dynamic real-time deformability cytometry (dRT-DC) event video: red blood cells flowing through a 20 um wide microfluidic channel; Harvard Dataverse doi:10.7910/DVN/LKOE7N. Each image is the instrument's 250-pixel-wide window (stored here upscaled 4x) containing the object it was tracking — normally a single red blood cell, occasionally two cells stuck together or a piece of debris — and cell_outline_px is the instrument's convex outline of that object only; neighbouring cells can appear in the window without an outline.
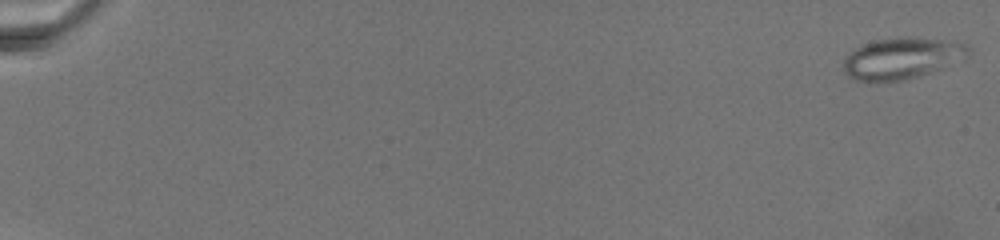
{"species": "common noctule bat (a hibernating species)", "species_latin": "Nyctalus noctula", "temperature_condition": "warm", "stored_images_in_passage": 130, "camera_frame_rate_fps": 3000, "um_per_image_px": 0.085, "animal": {"sex": "female", "body_mass_g": 19.5, "forearm_length_mm": 54.1}, "frame": {"image": 1, "passage_image": 1, "time_ms": 0.0, "image_size_px": [1000, 240], "cell_outline_px": [[972, 52], [964, 60], [920, 76], [904, 80], [856, 80], [848, 76], [844, 72], [844, 56], [848, 52], [864, 44], [876, 40], [900, 36], [916, 36], [944, 40], [968, 44], [972, 48]], "centroid_in_image_um": [76.73, 4.92], "position_along_channel_um": 8.3, "area_um2": 30.46}}
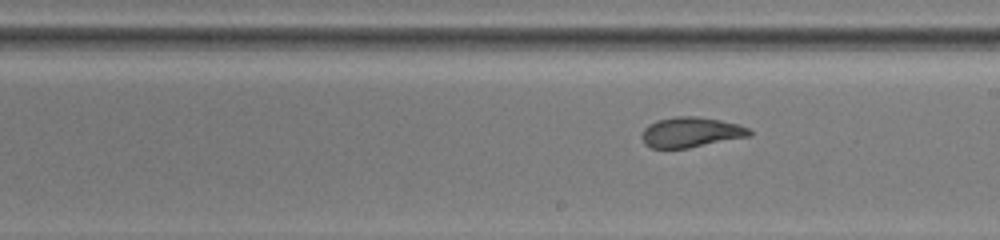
{"frame": {"image": 2, "passage_image": 73, "time_ms": 15.333, "image_size_px": [1000, 240], "cell_outline_px": [[752, 136], [688, 148], [652, 148], [644, 144], [640, 136], [644, 128], [648, 124], [656, 120], [676, 116], [696, 116], [720, 120], [740, 124], [748, 128], [752, 132]], "centroid_in_image_um": [58.72, 11.24], "position_along_channel_um": 230.3, "area_um2": 19.19}}
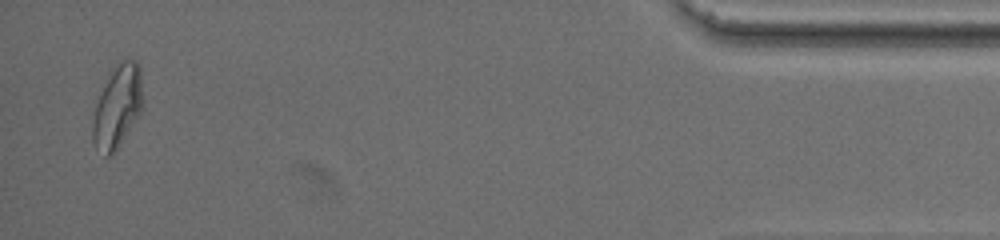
{"frame": {"image": 3, "passage_image": 124, "time_ms": 24.667, "image_size_px": [1000, 240], "cell_outline_px": [[144, 104], [140, 112], [116, 148], [108, 156], [104, 156], [92, 140], [92, 124], [96, 104], [108, 72], [116, 64], [128, 56], [136, 60], [140, 64]], "centroid_in_image_um": [10.0, 8.93], "position_along_channel_um": 425.2, "area_um2": 24.16}}